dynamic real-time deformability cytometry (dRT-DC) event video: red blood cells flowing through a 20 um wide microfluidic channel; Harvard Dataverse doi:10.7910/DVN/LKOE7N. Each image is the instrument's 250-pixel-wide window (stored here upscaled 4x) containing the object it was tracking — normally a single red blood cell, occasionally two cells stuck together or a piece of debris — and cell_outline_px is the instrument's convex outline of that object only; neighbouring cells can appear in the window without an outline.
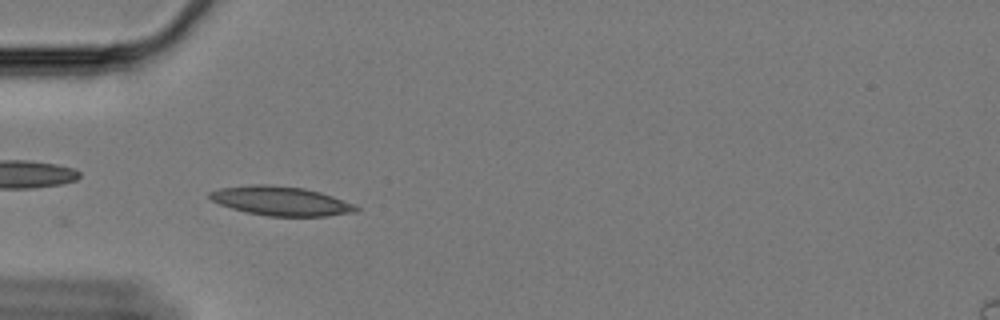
{"species": "Egyptian fruit bat (a non-hibernating species)", "species_latin": "Rousettus aegyptiacus", "temperature_condition": "cold", "stored_images_in_passage": 37, "camera_frame_rate_fps": 3000, "um_per_image_px": 0.085, "animal": {"sex": "female"}, "frame": {"image": 1, "passage_image": 3, "time_ms": 0.667, "image_size_px": [1000, 320], "cell_outline_px": [[360, 208], [356, 212], [328, 216], [268, 216], [244, 212], [208, 200], [208, 192], [220, 188], [252, 184], [268, 184], [304, 188], [320, 192], [332, 196], [352, 204]], "centroid_in_image_um": [23.82, 17.08], "position_along_channel_um": 61.2, "area_um2": 24.97}}
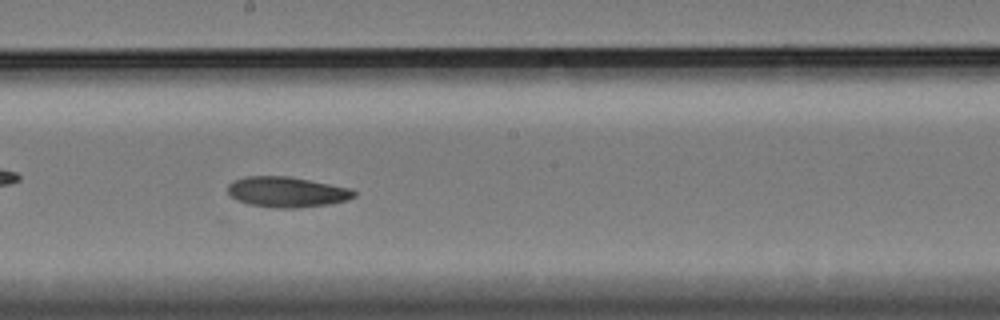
{"frame": {"image": 2, "passage_image": 18, "time_ms": 5.667, "image_size_px": [1000, 320], "cell_outline_px": [[356, 196], [348, 200], [328, 204], [300, 208], [276, 208], [248, 204], [236, 200], [228, 192], [228, 184], [232, 180], [244, 176], [288, 176], [348, 188], [356, 192]], "centroid_in_image_um": [24.34, 16.32], "position_along_channel_um": 223.9, "area_um2": 22.37}}
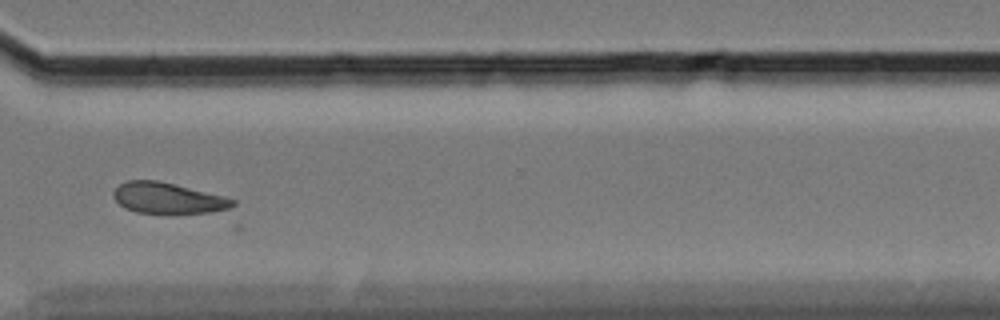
{"frame": {"image": 3, "passage_image": 30, "time_ms": 9.667, "image_size_px": [1000, 320], "cell_outline_px": [[236, 204], [228, 208], [212, 212], [136, 212], [124, 208], [116, 200], [112, 192], [120, 184], [128, 180], [156, 180], [224, 196], [236, 200]], "centroid_in_image_um": [14.25, 16.82], "position_along_channel_um": 356.3, "area_um2": 20.92}}